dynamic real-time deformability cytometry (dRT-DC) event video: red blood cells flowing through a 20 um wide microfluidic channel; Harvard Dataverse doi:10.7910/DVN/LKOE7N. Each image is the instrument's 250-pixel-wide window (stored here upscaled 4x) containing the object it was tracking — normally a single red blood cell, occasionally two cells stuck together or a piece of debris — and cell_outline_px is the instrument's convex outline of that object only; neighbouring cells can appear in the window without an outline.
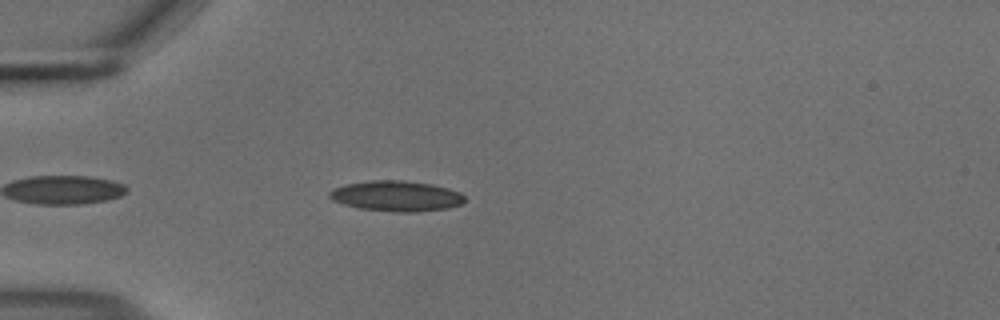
{"species": "common noctule bat (a hibernating species)", "species_latin": "Nyctalus noctula", "temperature_condition": "cold", "stored_images_in_passage": 41, "camera_frame_rate_fps": 3000, "um_per_image_px": 0.085, "animal": {"sex": "male", "body_mass_g": 18.8}, "frame": {"image": 1, "passage_image": 5, "time_ms": 1.333, "image_size_px": [1000, 320], "cell_outline_px": [[464, 200], [460, 204], [448, 208], [416, 212], [392, 212], [360, 208], [344, 204], [332, 200], [328, 196], [328, 192], [344, 184], [372, 180], [400, 180], [432, 184], [448, 188], [460, 192], [464, 196]], "centroid_in_image_um": [33.68, 16.66], "position_along_channel_um": 51.3, "area_um2": 23.99}}
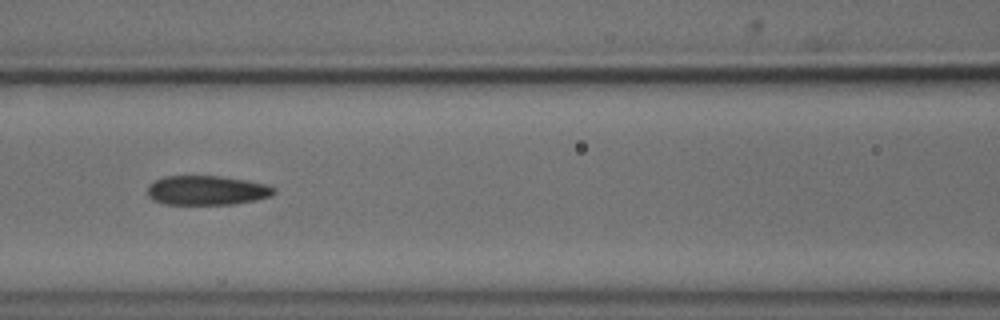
{"frame": {"image": 2, "passage_image": 14, "time_ms": 4.333, "image_size_px": [1000, 320], "cell_outline_px": [[276, 192], [272, 196], [256, 200], [232, 204], [164, 204], [152, 200], [148, 196], [148, 188], [156, 180], [164, 176], [220, 176], [244, 180], [264, 184], [276, 188]], "centroid_in_image_um": [17.59, 16.19], "position_along_channel_um": 149.0, "area_um2": 21.56}}
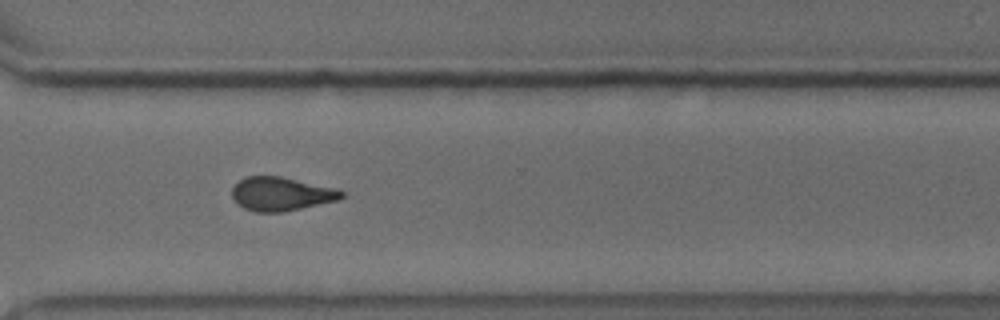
{"frame": {"image": 3, "passage_image": 30, "time_ms": 9.667, "image_size_px": [1000, 320], "cell_outline_px": [[344, 196], [340, 200], [284, 212], [256, 212], [244, 208], [232, 196], [232, 188], [244, 176], [280, 176], [340, 188], [344, 192]], "centroid_in_image_um": [23.97, 16.47], "position_along_channel_um": 346.6, "area_um2": 21.73}, "authors_computed_cell_mechanics": {"area_um2": 21.7906, "velocity_mm_per_s": 3.713, "shape_relaxation_time_tau1_ms": null, "shape_relaxation_time_tau2_ms": 3.482, "deformation_change_tau1": null, "deformation_change_tau2": 0.0945}}